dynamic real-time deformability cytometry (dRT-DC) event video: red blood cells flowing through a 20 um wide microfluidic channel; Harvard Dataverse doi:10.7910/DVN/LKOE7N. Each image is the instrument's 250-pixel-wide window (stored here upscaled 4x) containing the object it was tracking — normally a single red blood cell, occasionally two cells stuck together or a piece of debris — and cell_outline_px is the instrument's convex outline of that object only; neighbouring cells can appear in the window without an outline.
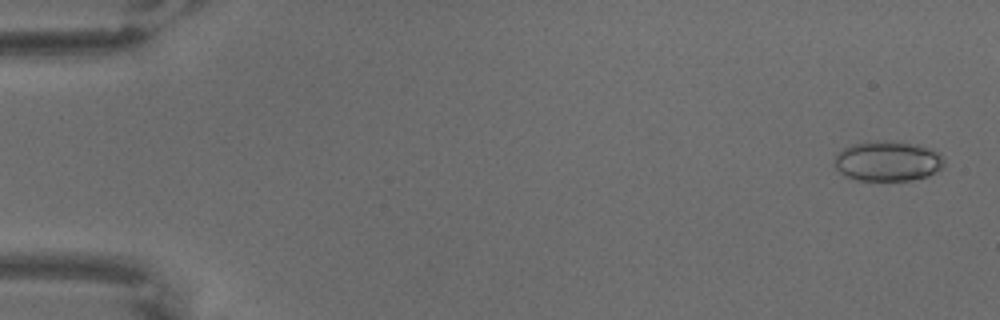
{"species": "common noctule bat (a hibernating species)", "species_latin": "Nyctalus noctula", "temperature_condition": "warm", "stored_images_in_passage": 67, "camera_frame_rate_fps": 3000, "um_per_image_px": 0.085, "animal": {"sex": "male", "body_mass_g": 18.8}, "frame": {"image": 1, "passage_image": 3, "time_ms": 0.667, "image_size_px": [1000, 320], "cell_outline_px": [[944, 164], [940, 168], [928, 176], [912, 180], [856, 180], [840, 172], [836, 168], [836, 156], [844, 148], [852, 144], [892, 140], [916, 144], [936, 148], [940, 152], [944, 160]], "centroid_in_image_um": [75.53, 13.68], "position_along_channel_um": 9.5, "area_um2": 25.55}}
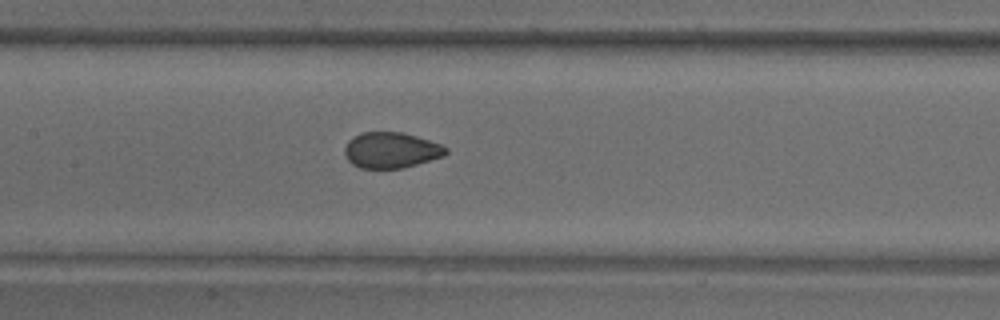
{"frame": {"image": 2, "passage_image": 33, "time_ms": 10.667, "image_size_px": [1000, 320], "cell_outline_px": [[448, 152], [444, 156], [404, 168], [360, 168], [352, 164], [348, 160], [344, 152], [344, 148], [348, 140], [364, 132], [404, 132], [440, 144], [448, 148]], "centroid_in_image_um": [33.25, 12.77], "position_along_channel_um": 174.2, "area_um2": 21.1}}
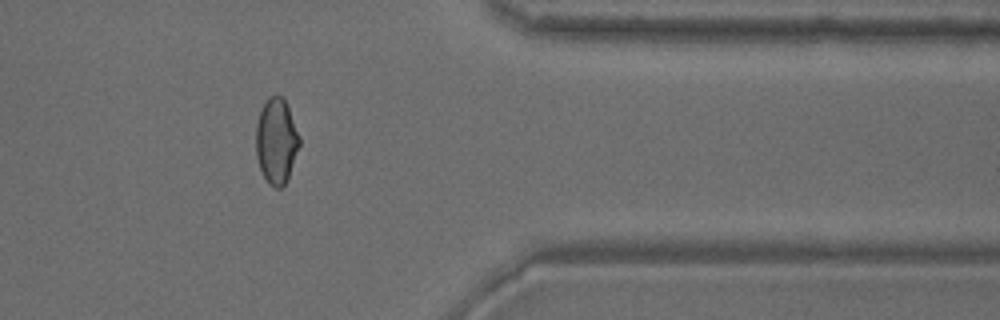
{"frame": {"image": 3, "passage_image": 55, "time_ms": 18.0, "image_size_px": [1000, 320], "cell_outline_px": [[300, 144], [288, 180], [280, 188], [276, 188], [268, 184], [260, 168], [256, 156], [256, 124], [260, 112], [268, 96], [280, 96], [284, 100], [288, 108], [300, 136]], "centroid_in_image_um": [23.49, 12.02], "position_along_channel_um": 387.9, "area_um2": 21.56}}